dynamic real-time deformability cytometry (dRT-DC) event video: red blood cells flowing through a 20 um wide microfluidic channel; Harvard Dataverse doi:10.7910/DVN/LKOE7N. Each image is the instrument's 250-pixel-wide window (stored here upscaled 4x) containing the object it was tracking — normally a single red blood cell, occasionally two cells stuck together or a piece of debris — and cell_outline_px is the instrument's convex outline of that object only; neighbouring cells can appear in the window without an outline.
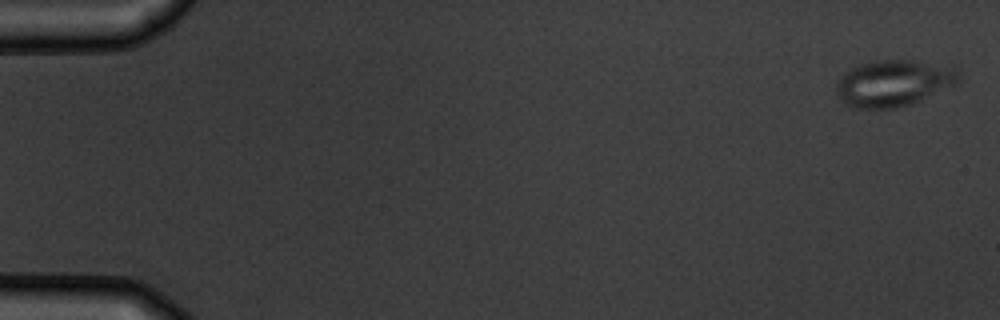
{"species": "common noctule bat (a hibernating species)", "species_latin": "Nyctalus noctula", "temperature_condition": "warm", "stored_images_in_passage": 9, "camera_frame_rate_fps": 3000, "um_per_image_px": 0.085, "animal": {"sex": "male", "body_mass_g": 19.5, "forearm_length_mm": 54.6}, "frame": {"image": 1, "passage_image": 1, "time_ms": 0.0, "image_size_px": [1000, 320], "cell_outline_px": [[960, 80], [912, 104], [896, 108], [852, 108], [844, 104], [836, 92], [836, 84], [840, 76], [844, 72], [860, 64], [876, 60], [912, 60], [948, 68], [956, 72]], "centroid_in_image_um": [75.81, 7.09], "position_along_channel_um": 9.2, "area_um2": 32.31}}